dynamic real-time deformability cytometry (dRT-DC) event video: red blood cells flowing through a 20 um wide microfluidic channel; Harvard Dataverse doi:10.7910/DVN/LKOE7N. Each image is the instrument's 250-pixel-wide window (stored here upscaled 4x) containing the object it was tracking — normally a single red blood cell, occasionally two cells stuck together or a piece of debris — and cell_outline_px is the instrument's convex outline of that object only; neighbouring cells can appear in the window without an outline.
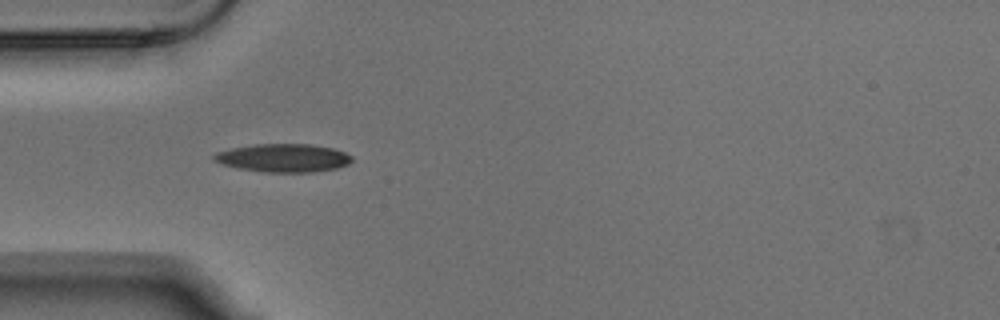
{"species": "Egyptian fruit bat (a non-hibernating species)", "species_latin": "Rousettus aegyptiacus", "temperature_condition": "warm", "stored_images_in_passage": 4, "camera_frame_rate_fps": 3000, "um_per_image_px": 0.085, "animal": {"sex": "male"}, "frame": {"image": 1, "passage_image": 3, "time_ms": 0.667, "image_size_px": [1000, 320], "cell_outline_px": [[352, 160], [348, 164], [336, 168], [312, 172], [264, 172], [236, 168], [220, 164], [212, 160], [212, 156], [216, 152], [232, 148], [256, 144], [312, 144], [332, 148], [344, 152], [352, 156]], "centroid_in_image_um": [24.04, 13.42], "position_along_channel_um": 61.0, "area_um2": 22.77}}
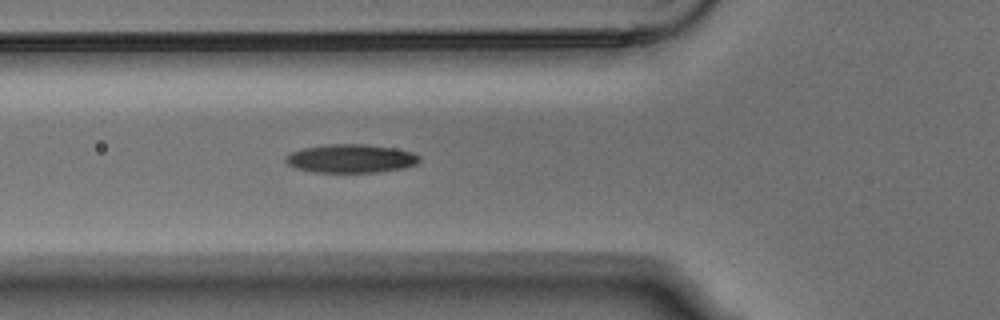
{"frame": {"image": 2, "passage_image": 4, "time_ms": 1.0, "image_size_px": [1000, 320], "cell_outline_px": [[420, 160], [416, 164], [404, 168], [376, 172], [312, 172], [296, 168], [288, 164], [284, 160], [284, 156], [292, 152], [304, 148], [328, 144], [368, 144], [392, 148], [412, 152], [420, 156]], "centroid_in_image_um": [29.81, 13.47], "position_along_channel_um": 96.0, "area_um2": 22.2}}